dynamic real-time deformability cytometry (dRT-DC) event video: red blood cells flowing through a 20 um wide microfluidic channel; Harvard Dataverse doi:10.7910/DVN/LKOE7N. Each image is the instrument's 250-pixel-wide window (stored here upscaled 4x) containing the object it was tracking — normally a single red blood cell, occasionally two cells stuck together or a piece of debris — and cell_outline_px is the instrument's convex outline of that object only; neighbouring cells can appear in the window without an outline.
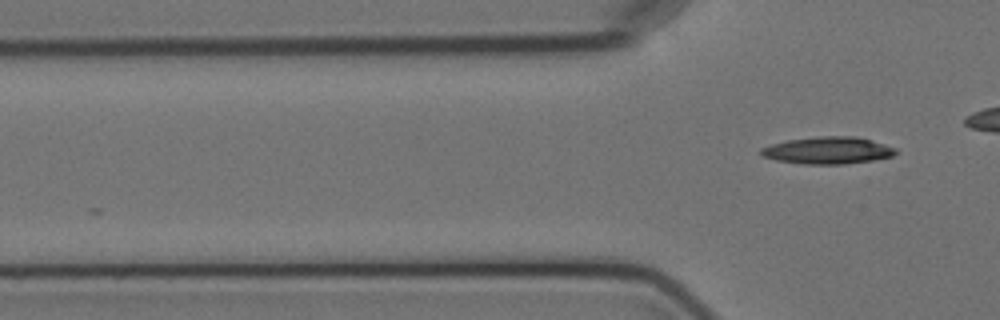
{"species": "Egyptian fruit bat (a non-hibernating species)", "species_latin": "Rousettus aegyptiacus", "temperature_condition": "cold", "stored_images_in_passage": 4, "camera_frame_rate_fps": 3000, "um_per_image_px": 0.085, "animal": {"sex": "female"}, "frame": {"image": 1, "passage_image": 4, "time_ms": 3.667, "image_size_px": [1000, 320], "cell_outline_px": [[900, 152], [892, 156], [872, 160], [844, 164], [804, 164], [776, 160], [764, 156], [760, 152], [760, 148], [772, 144], [788, 140], [820, 136], [856, 136], [896, 148]], "centroid_in_image_um": [70.38, 12.78], "position_along_channel_um": 55.4, "area_um2": 21.1}}